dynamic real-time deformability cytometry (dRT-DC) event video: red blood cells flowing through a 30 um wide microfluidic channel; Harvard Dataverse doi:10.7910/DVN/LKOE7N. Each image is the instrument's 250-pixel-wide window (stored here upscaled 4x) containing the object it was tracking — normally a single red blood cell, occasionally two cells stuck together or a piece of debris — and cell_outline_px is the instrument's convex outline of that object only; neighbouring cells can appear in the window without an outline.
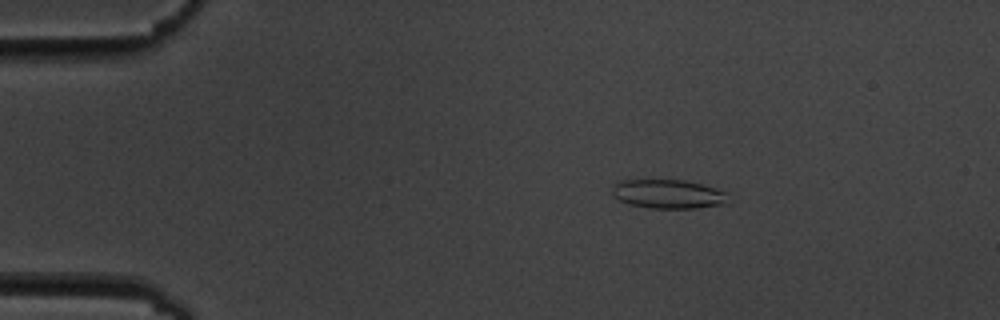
{"species": "common noctule bat (a hibernating species)", "species_latin": "Nyctalus noctula", "temperature_condition": "cold", "stored_images_in_passage": 6, "camera_frame_rate_fps": 3000, "um_per_image_px": 0.085, "animal": {"sex": "male", "body_mass_g": 19.5, "forearm_length_mm": 54.6}, "frame": {"image": 1, "passage_image": 3, "time_ms": 2.0, "image_size_px": [1000, 320], "cell_outline_px": [[728, 204], [696, 208], [652, 208], [628, 204], [612, 196], [612, 188], [620, 180], [684, 180], [704, 184], [724, 192]], "centroid_in_image_um": [56.78, 16.49], "position_along_channel_um": 28.2, "area_um2": 19.54}}
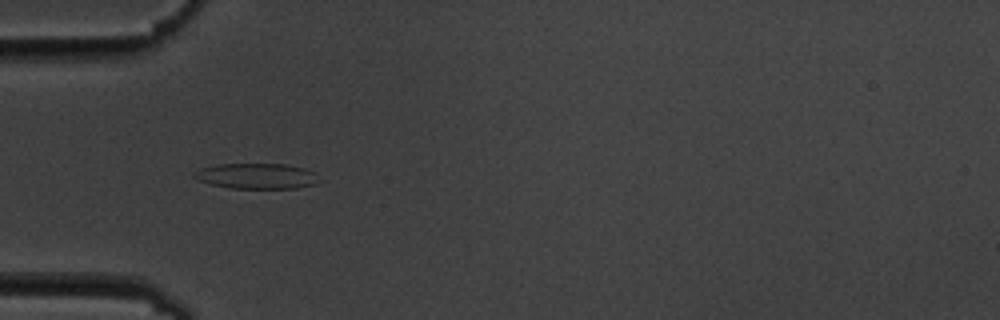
{"frame": {"image": 2, "passage_image": 5, "time_ms": 4.667, "image_size_px": [1000, 320], "cell_outline_px": [[324, 180], [316, 184], [296, 188], [232, 188], [212, 184], [200, 180], [192, 176], [192, 172], [200, 168], [220, 164], [284, 164], [304, 168], [312, 172]], "centroid_in_image_um": [21.85, 14.96], "position_along_channel_um": 63.1, "area_um2": 18.55}}